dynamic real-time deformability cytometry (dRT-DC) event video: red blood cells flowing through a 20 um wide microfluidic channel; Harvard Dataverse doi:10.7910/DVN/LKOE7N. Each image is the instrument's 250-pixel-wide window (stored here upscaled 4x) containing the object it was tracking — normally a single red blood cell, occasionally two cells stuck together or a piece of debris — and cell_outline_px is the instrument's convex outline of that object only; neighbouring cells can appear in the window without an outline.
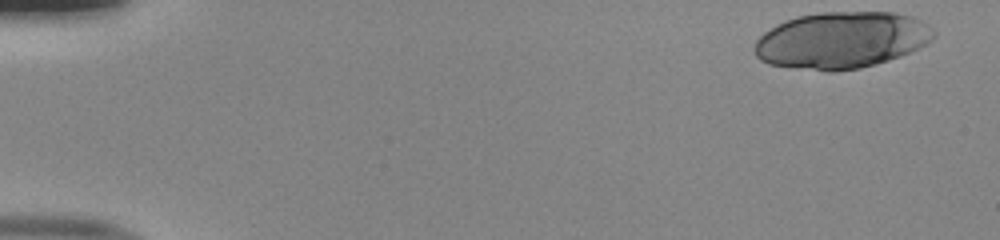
{"species": "human", "species_latin": "Homo sapiens", "temperature_condition": "room temperature", "stored_images_in_passage": 49, "camera_frame_rate_fps": 3000, "um_per_image_px": 0.085, "donor": {"sex": "male"}, "frame": {"image": 1, "passage_image": 1, "time_ms": 0.0, "image_size_px": [1000, 240], "cell_outline_px": [[936, 36], [932, 40], [920, 48], [900, 56], [876, 64], [860, 68], [836, 72], [828, 72], [768, 64], [760, 60], [756, 56], [752, 48], [756, 40], [764, 32], [776, 24], [796, 16], [820, 12], [896, 12], [912, 16], [928, 24], [936, 32]], "centroid_in_image_um": [71.53, 3.41], "position_along_channel_um": 13.5, "area_um2": 59.77}}
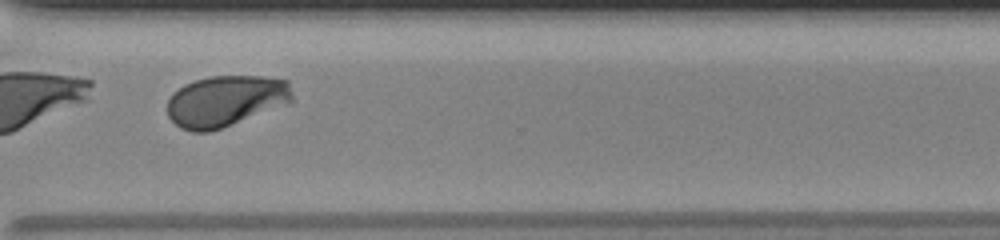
{"frame": {"image": 2, "passage_image": 38, "time_ms": 12.333, "image_size_px": [1000, 240], "cell_outline_px": [[292, 100], [288, 104], [220, 128], [208, 132], [192, 132], [180, 128], [168, 116], [168, 100], [172, 92], [184, 84], [196, 80], [212, 76], [260, 76], [288, 80], [292, 92]], "centroid_in_image_um": [19.17, 8.57], "position_along_channel_um": 351.4, "area_um2": 37.17}, "authors_computed_cell_mechanics": {"area_um2": 37.7434, "velocity_mm_per_s": 4.0037, "shape_relaxation_time_tau1_ms": 0.9571, "shape_relaxation_time_tau2_ms": 1.0312, "deformation_change_tau1": 0.3248, "deformation_change_tau2": 0.0359}}